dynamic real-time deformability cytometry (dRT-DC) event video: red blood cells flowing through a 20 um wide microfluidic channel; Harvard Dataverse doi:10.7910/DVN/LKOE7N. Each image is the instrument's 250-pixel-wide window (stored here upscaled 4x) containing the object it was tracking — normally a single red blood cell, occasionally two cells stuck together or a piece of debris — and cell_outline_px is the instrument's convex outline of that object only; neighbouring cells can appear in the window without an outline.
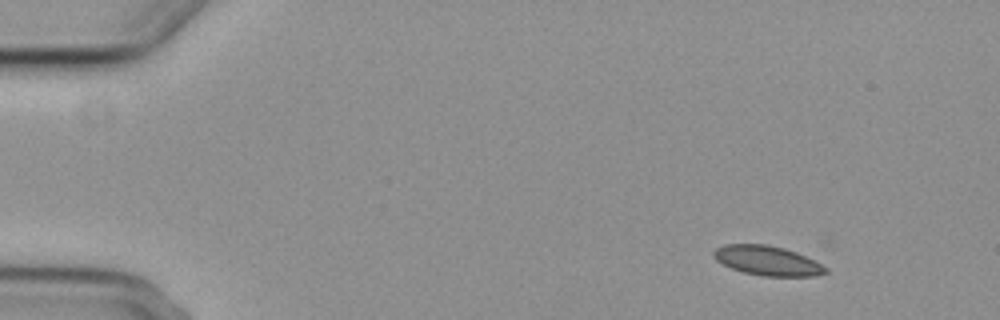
{"species": "common noctule bat (a hibernating species)", "species_latin": "Nyctalus noctula", "temperature_condition": "cold", "stored_images_in_passage": 5, "camera_frame_rate_fps": 3000, "um_per_image_px": 0.085, "animal": {"sex": "female", "body_mass_g": 29.2, "forearm_length_mm": 56.3}, "frame": {"image": 1, "passage_image": 2, "time_ms": 1.0, "image_size_px": [1000, 320], "cell_outline_px": [[828, 272], [816, 276], [764, 276], [744, 272], [732, 268], [716, 260], [712, 256], [712, 252], [716, 248], [724, 244], [764, 244], [784, 248], [796, 252], [828, 268]], "centroid_in_image_um": [65.21, 22.15], "position_along_channel_um": 19.8, "area_um2": 19.13}}
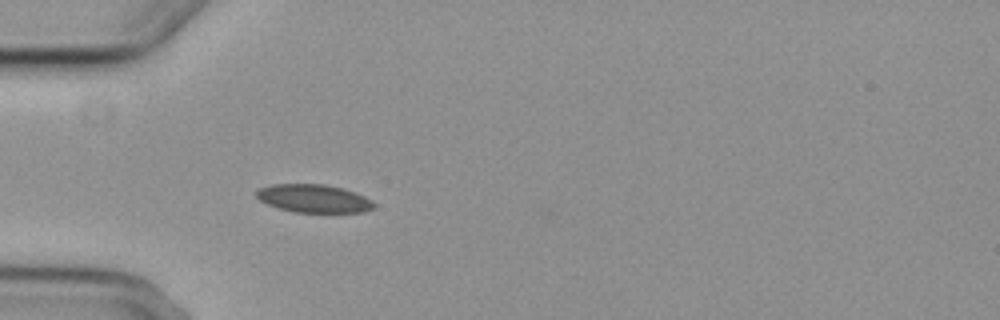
{"frame": {"image": 2, "passage_image": 5, "time_ms": 4.667, "image_size_px": [1000, 320], "cell_outline_px": [[376, 208], [364, 212], [296, 212], [280, 208], [268, 204], [260, 200], [256, 196], [256, 192], [260, 188], [272, 184], [324, 184], [344, 188], [356, 192], [372, 200], [376, 204]], "centroid_in_image_um": [26.73, 16.87], "position_along_channel_um": 58.3, "area_um2": 19.31}}